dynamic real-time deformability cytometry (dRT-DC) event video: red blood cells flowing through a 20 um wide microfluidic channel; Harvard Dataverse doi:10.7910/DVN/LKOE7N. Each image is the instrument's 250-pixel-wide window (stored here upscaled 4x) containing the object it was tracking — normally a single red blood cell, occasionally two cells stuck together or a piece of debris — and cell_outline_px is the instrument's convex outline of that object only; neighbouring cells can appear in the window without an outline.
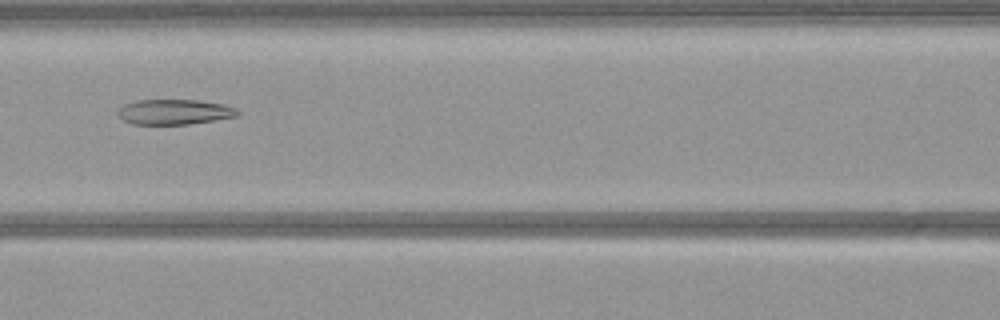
{"species": "common noctule bat (a hibernating species)", "species_latin": "Nyctalus noctula", "temperature_condition": "warm", "stored_images_in_passage": 46, "camera_frame_rate_fps": 3000, "um_per_image_px": 0.085, "animal": {"sex": "female", "body_mass_g": 21.9}, "frame": {"image": 1, "passage_image": 16, "time_ms": 5.0, "image_size_px": [1000, 320], "cell_outline_px": [[240, 112], [236, 116], [188, 124], [132, 124], [124, 120], [116, 112], [124, 104], [136, 100], [200, 100], [224, 104], [236, 108]], "centroid_in_image_um": [14.81, 9.5], "position_along_channel_um": 151.8, "area_um2": 17.46}}
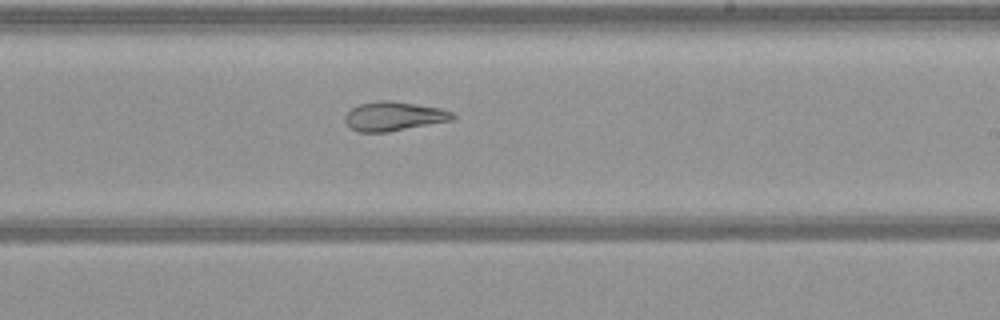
{"frame": {"image": 2, "passage_image": 24, "time_ms": 7.667, "image_size_px": [1000, 320], "cell_outline_px": [[456, 116], [452, 120], [388, 132], [360, 132], [352, 128], [344, 120], [344, 116], [352, 108], [360, 104], [380, 100], [388, 100], [440, 108], [452, 112]], "centroid_in_image_um": [33.47, 9.88], "position_along_channel_um": 255.5, "area_um2": 18.03}}
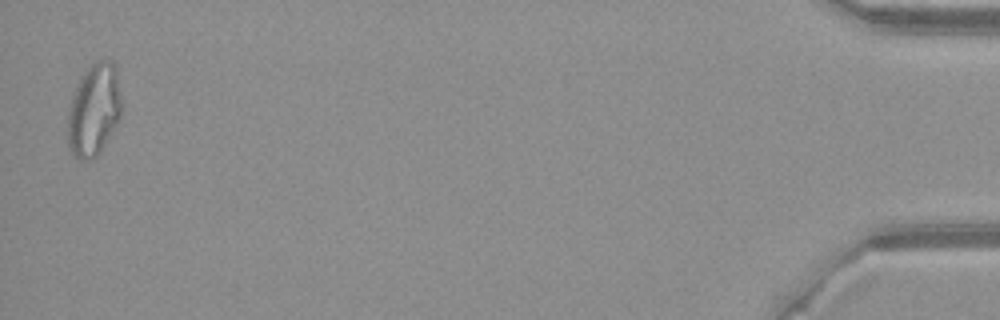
{"frame": {"image": 3, "passage_image": 45, "time_ms": 14.667, "image_size_px": [1000, 320], "cell_outline_px": [[124, 108], [120, 120], [100, 152], [96, 156], [88, 160], [80, 160], [72, 152], [68, 144], [68, 112], [72, 96], [84, 72], [96, 60], [112, 60], [116, 64]], "centroid_in_image_um": [8.05, 9.32], "position_along_channel_um": 427.2, "area_um2": 29.36}}